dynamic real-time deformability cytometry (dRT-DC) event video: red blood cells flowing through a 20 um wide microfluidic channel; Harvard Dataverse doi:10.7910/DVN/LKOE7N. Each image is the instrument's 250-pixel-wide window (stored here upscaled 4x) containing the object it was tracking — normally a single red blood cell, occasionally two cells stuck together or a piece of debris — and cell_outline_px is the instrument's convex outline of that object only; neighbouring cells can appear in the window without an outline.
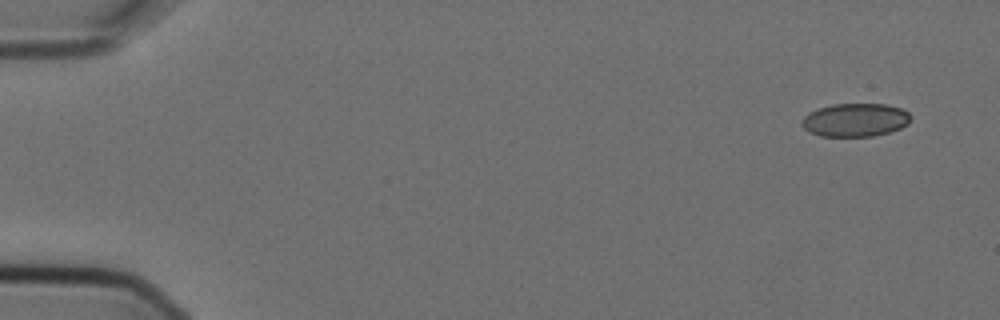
{"species": "Egyptian fruit bat (a non-hibernating species)", "species_latin": "Rousettus aegyptiacus", "temperature_condition": "cold", "stored_images_in_passage": 3, "camera_frame_rate_fps": 3000, "um_per_image_px": 0.085, "animal": {"sex": "female"}, "frame": {"image": 1, "passage_image": 1, "time_ms": 0.0, "image_size_px": [1000, 320], "cell_outline_px": [[912, 116], [908, 124], [900, 128], [888, 132], [872, 136], [820, 136], [808, 132], [800, 124], [804, 116], [808, 112], [832, 104], [884, 104], [900, 108], [908, 112]], "centroid_in_image_um": [72.67, 10.2], "position_along_channel_um": 12.3, "area_um2": 21.15}}